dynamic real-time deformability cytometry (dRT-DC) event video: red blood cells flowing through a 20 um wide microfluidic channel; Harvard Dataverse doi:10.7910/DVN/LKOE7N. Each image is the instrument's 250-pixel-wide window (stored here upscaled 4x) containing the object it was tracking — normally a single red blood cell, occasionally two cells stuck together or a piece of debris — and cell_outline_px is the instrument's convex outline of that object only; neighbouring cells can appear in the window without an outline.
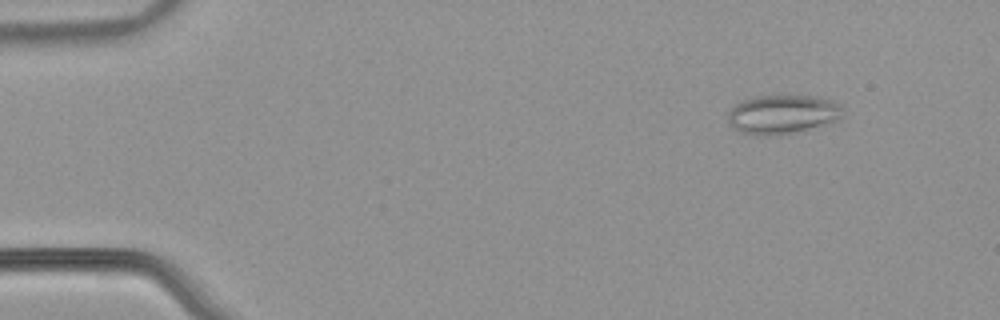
{"species": "common noctule bat (a hibernating species)", "species_latin": "Nyctalus noctula", "temperature_condition": "warm", "stored_images_in_passage": 53, "camera_frame_rate_fps": 3000, "um_per_image_px": 0.085, "animal": {"sex": "male", "body_mass_g": 21.5, "forearm_length_mm": 52.0}, "frame": {"image": 1, "passage_image": 6, "time_ms": 1.667, "image_size_px": [1000, 320], "cell_outline_px": [[844, 116], [840, 120], [832, 124], [780, 136], [756, 136], [740, 132], [732, 128], [728, 124], [728, 112], [736, 104], [744, 100], [756, 96], [816, 96], [832, 100], [840, 104], [844, 108]], "centroid_in_image_um": [66.58, 9.75], "position_along_channel_um": 18.4, "area_um2": 26.99}}
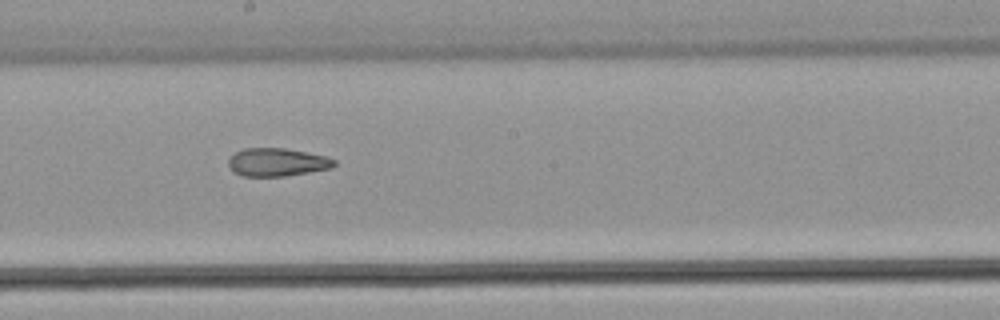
{"frame": {"image": 2, "passage_image": 30, "time_ms": 9.667, "image_size_px": [1000, 320], "cell_outline_px": [[336, 164], [332, 168], [284, 176], [244, 176], [236, 172], [228, 164], [228, 156], [244, 148], [284, 148], [324, 156], [336, 160]], "centroid_in_image_um": [23.54, 13.78], "position_along_channel_um": 224.7, "area_um2": 17.11}}
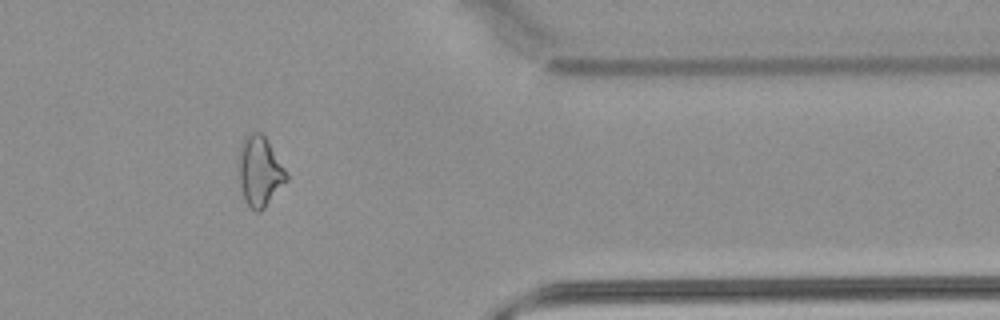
{"frame": {"image": 3, "passage_image": 44, "time_ms": 14.333, "image_size_px": [1000, 320], "cell_outline_px": [[288, 180], [264, 208], [260, 212], [256, 212], [244, 200], [240, 184], [240, 148], [244, 136], [248, 132], [260, 132], [268, 140], [288, 172]], "centroid_in_image_um": [22.11, 14.54], "position_along_channel_um": 389.3, "area_um2": 19.42}, "authors_computed_cell_mechanics": {"area_um2": 20.6346, "velocity_mm_per_s": 3.8987, "shape_relaxation_time_tau1_ms": null, "shape_relaxation_time_tau2_ms": 3.761, "deformation_change_tau1": null, "deformation_change_tau2": 0.1225}}